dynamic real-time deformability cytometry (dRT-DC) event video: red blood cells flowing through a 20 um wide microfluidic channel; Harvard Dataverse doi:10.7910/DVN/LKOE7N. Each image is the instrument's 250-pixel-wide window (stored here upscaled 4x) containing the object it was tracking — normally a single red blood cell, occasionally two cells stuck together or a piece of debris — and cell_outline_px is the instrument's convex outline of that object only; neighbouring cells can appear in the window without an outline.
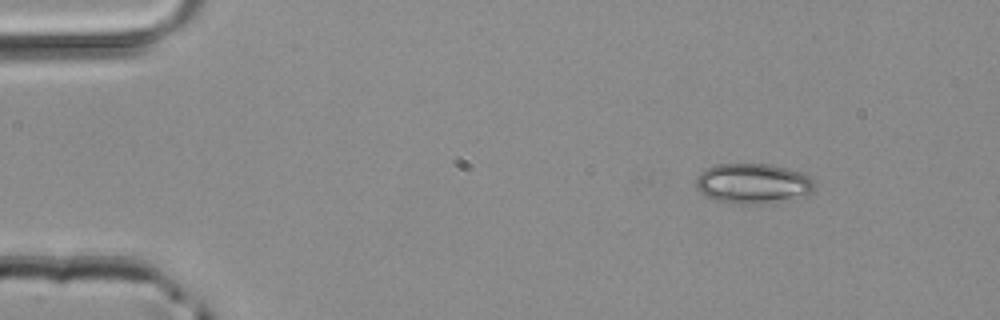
{"species": "common noctule bat (a hibernating species)", "species_latin": "Nyctalus noctula", "temperature_condition": "room temperature", "stored_images_in_passage": 6, "camera_frame_rate_fps": 3000, "um_per_image_px": 0.085, "animal": {"sex": "male", "body_mass_g": 20.4}, "frame": {"image": 1, "passage_image": 6, "time_ms": 1.667, "image_size_px": [1000, 320], "cell_outline_px": [[816, 188], [812, 192], [804, 196], [760, 204], [732, 204], [712, 200], [700, 192], [696, 188], [696, 176], [700, 172], [716, 164], [768, 164], [788, 168], [800, 172], [808, 176], [816, 184]], "centroid_in_image_um": [63.98, 15.61], "position_along_channel_um": 21.0, "area_um2": 27.98}}